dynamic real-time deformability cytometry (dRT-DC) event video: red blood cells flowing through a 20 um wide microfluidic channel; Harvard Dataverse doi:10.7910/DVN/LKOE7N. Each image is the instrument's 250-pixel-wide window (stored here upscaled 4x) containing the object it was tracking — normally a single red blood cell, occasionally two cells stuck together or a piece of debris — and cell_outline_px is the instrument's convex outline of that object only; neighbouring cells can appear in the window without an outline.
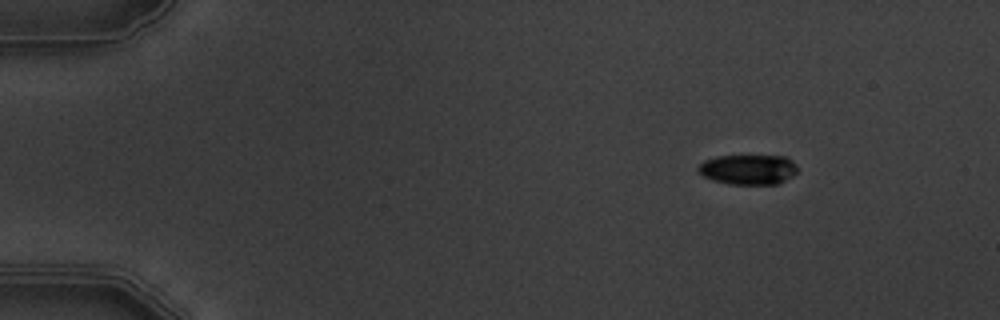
{"species": "common noctule bat (a hibernating species)", "species_latin": "Nyctalus noctula", "temperature_condition": "warm", "stored_images_in_passage": 5, "camera_frame_rate_fps": 3000, "um_per_image_px": 0.085, "animal": {"sex": "male", "body_mass_g": 19.5, "forearm_length_mm": 54.6}, "frame": {"image": 1, "passage_image": 3, "time_ms": 2.333, "image_size_px": [1000, 320], "cell_outline_px": [[796, 172], [792, 176], [776, 184], [728, 184], [712, 180], [704, 176], [696, 168], [704, 160], [716, 156], [784, 156], [792, 160], [796, 164]], "centroid_in_image_um": [63.58, 14.4], "position_along_channel_um": 21.4, "area_um2": 17.28}}